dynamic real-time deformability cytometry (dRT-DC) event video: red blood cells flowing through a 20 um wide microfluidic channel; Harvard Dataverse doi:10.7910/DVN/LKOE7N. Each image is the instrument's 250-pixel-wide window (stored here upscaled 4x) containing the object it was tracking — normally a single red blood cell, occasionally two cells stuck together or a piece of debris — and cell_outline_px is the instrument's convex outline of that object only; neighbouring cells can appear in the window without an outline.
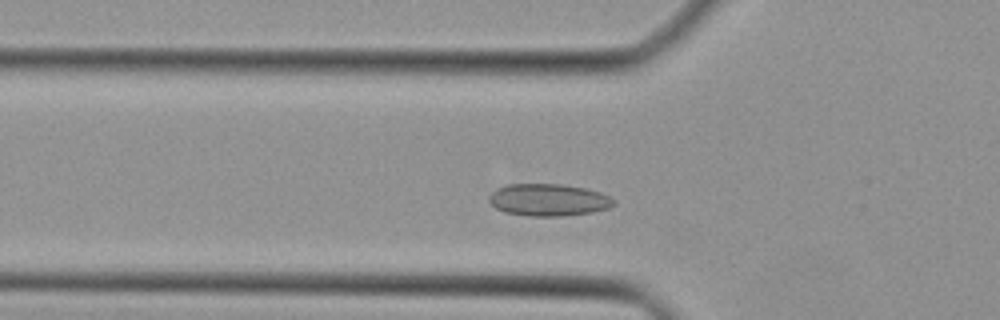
{"species": "Egyptian fruit bat (a non-hibernating species)", "species_latin": "Rousettus aegyptiacus", "temperature_condition": "cold", "stored_images_in_passage": 29, "camera_frame_rate_fps": 3000, "um_per_image_px": 0.085, "animal": {"sex": "female"}, "frame": {"image": 1, "passage_image": 7, "time_ms": 2.0, "image_size_px": [1000, 320], "cell_outline_px": [[616, 204], [608, 208], [592, 212], [564, 216], [528, 216], [504, 212], [496, 208], [488, 200], [488, 196], [492, 192], [508, 184], [560, 184], [584, 188], [600, 192], [616, 200]], "centroid_in_image_um": [46.63, 17.0], "position_along_channel_um": 79.2, "area_um2": 23.35}}
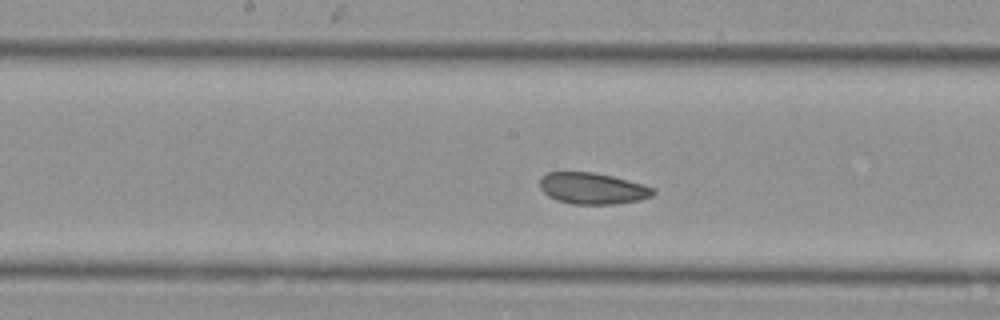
{"frame": {"image": 2, "passage_image": 15, "time_ms": 4.667, "image_size_px": [1000, 320], "cell_outline_px": [[656, 192], [652, 196], [640, 200], [612, 204], [572, 204], [556, 200], [548, 196], [540, 188], [540, 176], [548, 172], [592, 172], [612, 176], [644, 184], [652, 188]], "centroid_in_image_um": [50.35, 16.01], "position_along_channel_um": 197.9, "area_um2": 20.75}}
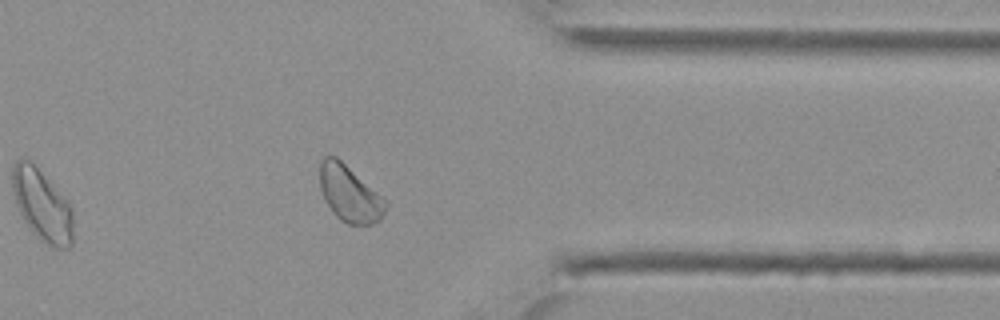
{"frame": {"image": 3, "passage_image": 28, "time_ms": 9.0, "image_size_px": [1000, 320], "cell_outline_px": [[72, 244], [68, 248], [52, 248], [44, 244], [32, 232], [24, 220], [16, 204], [12, 192], [12, 168], [16, 160], [28, 160], [40, 172], [72, 208]], "centroid_in_image_um": [3.55, 17.52], "position_along_channel_um": 407.8, "area_um2": 24.74}}